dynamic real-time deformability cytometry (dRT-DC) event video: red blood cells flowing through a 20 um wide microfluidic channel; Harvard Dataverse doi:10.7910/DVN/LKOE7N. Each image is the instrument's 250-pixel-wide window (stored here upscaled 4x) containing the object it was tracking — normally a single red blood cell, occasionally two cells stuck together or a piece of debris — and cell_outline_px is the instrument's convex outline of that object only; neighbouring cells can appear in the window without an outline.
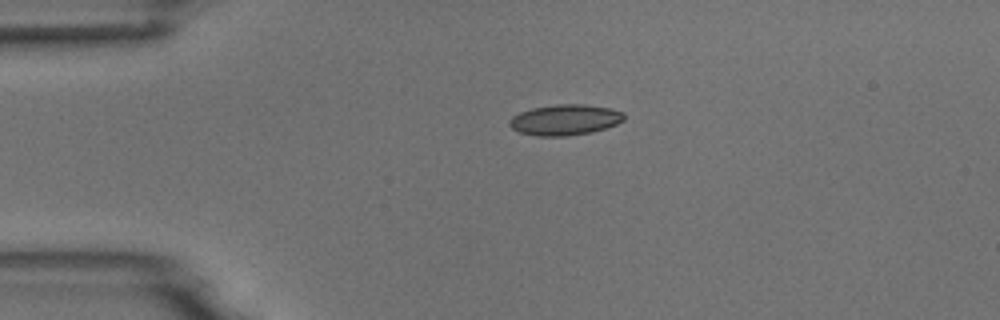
{"species": "common noctule bat (a hibernating species)", "species_latin": "Nyctalus noctula", "temperature_condition": "room temperature", "stored_images_in_passage": 2, "camera_frame_rate_fps": 3000, "um_per_image_px": 0.085, "animal": {"sex": "male", "body_mass_g": 18.8}, "frame": {"image": 1, "passage_image": 1, "time_ms": 0.0, "image_size_px": [1000, 320], "cell_outline_px": [[624, 120], [616, 124], [592, 132], [568, 136], [536, 136], [520, 132], [512, 128], [508, 124], [508, 120], [512, 116], [520, 112], [532, 108], [556, 104], [584, 104], [608, 108], [624, 112]], "centroid_in_image_um": [48.0, 10.18], "position_along_channel_um": 37.0, "area_um2": 20.52}}